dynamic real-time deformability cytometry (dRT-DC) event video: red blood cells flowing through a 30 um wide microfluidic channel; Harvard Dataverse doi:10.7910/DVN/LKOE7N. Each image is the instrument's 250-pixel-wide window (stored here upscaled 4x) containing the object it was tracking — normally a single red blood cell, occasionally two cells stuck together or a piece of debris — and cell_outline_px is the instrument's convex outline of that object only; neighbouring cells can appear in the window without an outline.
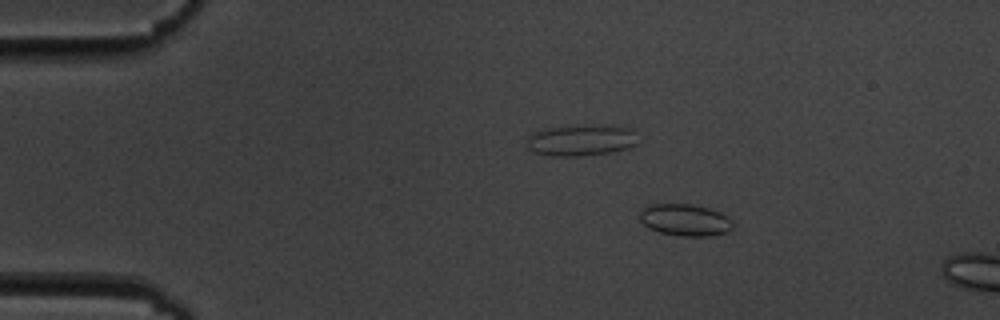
{"species": "common noctule bat (a hibernating species)", "species_latin": "Nyctalus noctula", "temperature_condition": "cold", "stored_images_in_passage": 14, "camera_frame_rate_fps": 3000, "um_per_image_px": 0.085, "animal": {"sex": "male", "body_mass_g": 19.5, "forearm_length_mm": 54.6}, "frame": {"image": 1, "passage_image": 10, "time_ms": 3.0, "image_size_px": [1000, 320], "cell_outline_px": [[732, 228], [728, 232], [712, 236], [684, 236], [660, 232], [648, 228], [640, 220], [640, 212], [648, 204], [692, 204], [708, 208], [720, 212], [732, 220]], "centroid_in_image_um": [58.24, 18.7], "position_along_channel_um": 26.8, "area_um2": 17.28}}